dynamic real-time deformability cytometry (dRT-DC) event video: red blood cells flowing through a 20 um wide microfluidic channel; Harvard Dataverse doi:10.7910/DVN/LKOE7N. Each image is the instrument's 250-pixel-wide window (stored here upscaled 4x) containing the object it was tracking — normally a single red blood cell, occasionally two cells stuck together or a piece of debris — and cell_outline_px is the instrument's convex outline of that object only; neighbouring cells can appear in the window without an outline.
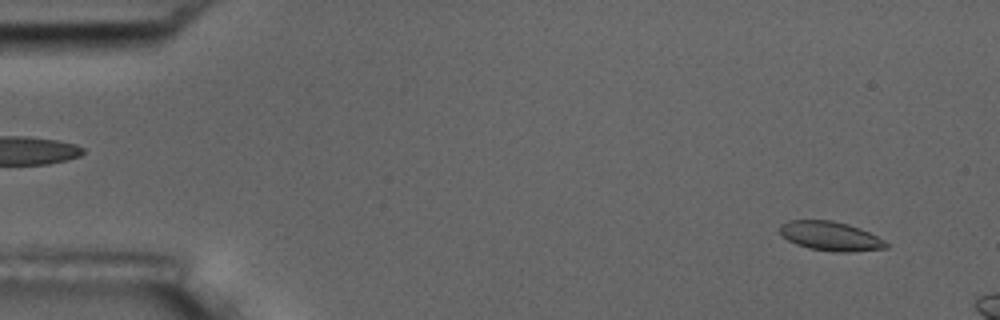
{"species": "common noctule bat (a hibernating species)", "species_latin": "Nyctalus noctula", "temperature_condition": "room temperature", "stored_images_in_passage": 3, "camera_frame_rate_fps": 3000, "um_per_image_px": 0.085, "animal": {"sex": "male", "body_mass_g": 17.5, "forearm_length_mm": 52.3}, "frame": {"image": 1, "passage_image": 1, "time_ms": 0.0, "image_size_px": [1000, 320], "cell_outline_px": [[888, 248], [852, 252], [832, 252], [808, 248], [796, 244], [788, 240], [780, 232], [780, 224], [788, 220], [832, 220], [848, 224], [860, 228], [884, 240], [888, 244]], "centroid_in_image_um": [70.59, 20.07], "position_along_channel_um": 14.4, "area_um2": 18.15}}